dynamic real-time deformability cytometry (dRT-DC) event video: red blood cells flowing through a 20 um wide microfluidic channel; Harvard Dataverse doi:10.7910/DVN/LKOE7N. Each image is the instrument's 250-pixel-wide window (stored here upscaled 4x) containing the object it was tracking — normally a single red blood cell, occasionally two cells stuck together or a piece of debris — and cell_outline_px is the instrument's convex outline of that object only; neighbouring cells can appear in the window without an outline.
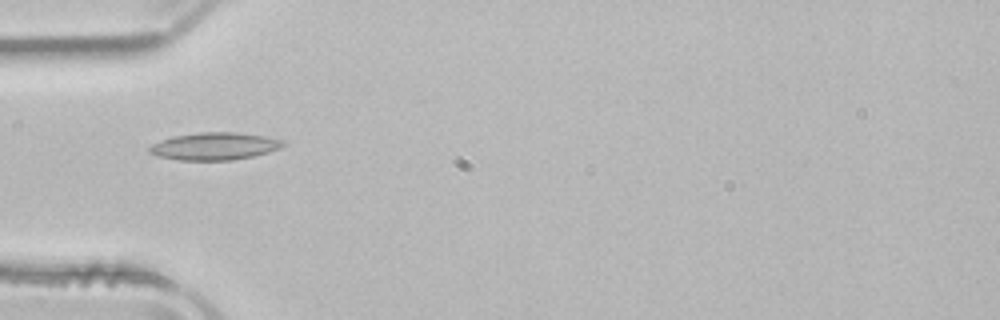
{"species": "common noctule bat (a hibernating species)", "species_latin": "Nyctalus noctula", "temperature_condition": "room temperature", "stored_images_in_passage": 36, "camera_frame_rate_fps": 3000, "um_per_image_px": 0.085, "animal": {"sex": "male", "body_mass_g": 21.5, "forearm_length_mm": 52.0}, "frame": {"image": 1, "passage_image": 1, "time_ms": 0.0, "image_size_px": [1000, 320], "cell_outline_px": [[284, 144], [280, 148], [268, 152], [252, 156], [232, 160], [180, 160], [160, 156], [148, 152], [148, 148], [152, 144], [160, 140], [176, 136], [200, 132], [236, 132], [264, 136], [284, 140]], "centroid_in_image_um": [18.24, 12.42], "position_along_channel_um": 66.8, "area_um2": 21.15}}
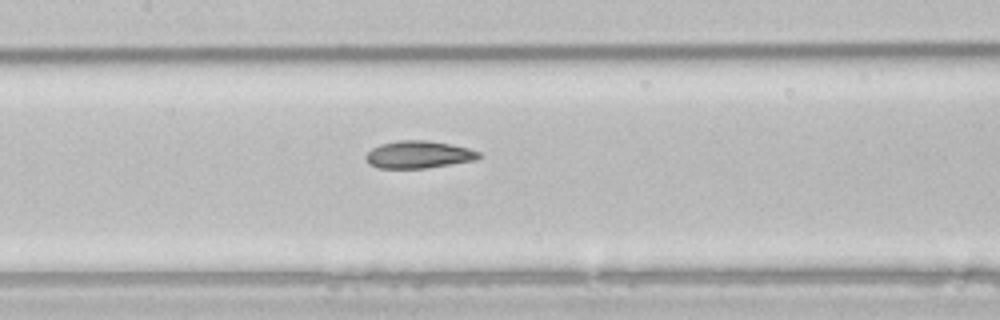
{"frame": {"image": 2, "passage_image": 9, "time_ms": 2.667, "image_size_px": [1000, 320], "cell_outline_px": [[484, 156], [476, 160], [424, 168], [376, 168], [368, 164], [364, 156], [372, 148], [380, 144], [400, 140], [428, 140], [452, 144], [468, 148], [480, 152]], "centroid_in_image_um": [35.58, 13.13], "position_along_channel_um": 171.8, "area_um2": 18.21}}
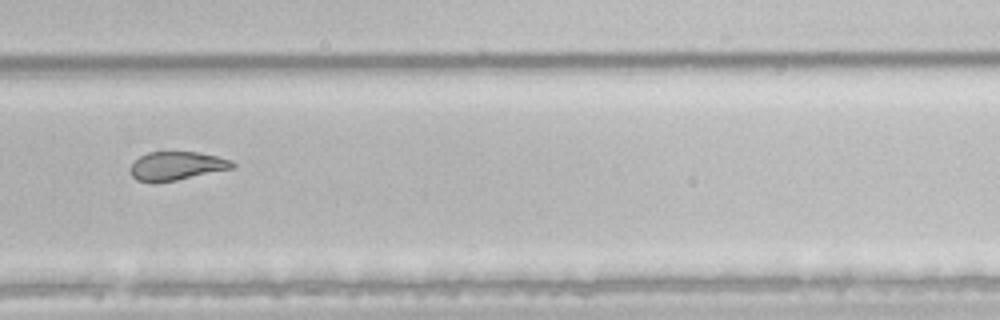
{"frame": {"image": 3, "passage_image": 20, "time_ms": 6.333, "image_size_px": [1000, 320], "cell_outline_px": [[236, 168], [176, 180], [136, 180], [132, 176], [128, 168], [140, 156], [148, 152], [196, 152], [216, 156], [232, 160], [236, 164]], "centroid_in_image_um": [15.07, 14.08], "position_along_channel_um": 314.7, "area_um2": 16.7}, "authors_computed_cell_mechanics": {"area_um2": 18.207, "velocity_mm_per_s": 3.927, "shape_relaxation_time_tau1_ms": null, "shape_relaxation_time_tau2_ms": 2.8521, "deformation_change_tau1": null, "deformation_change_tau2": 0.094}}